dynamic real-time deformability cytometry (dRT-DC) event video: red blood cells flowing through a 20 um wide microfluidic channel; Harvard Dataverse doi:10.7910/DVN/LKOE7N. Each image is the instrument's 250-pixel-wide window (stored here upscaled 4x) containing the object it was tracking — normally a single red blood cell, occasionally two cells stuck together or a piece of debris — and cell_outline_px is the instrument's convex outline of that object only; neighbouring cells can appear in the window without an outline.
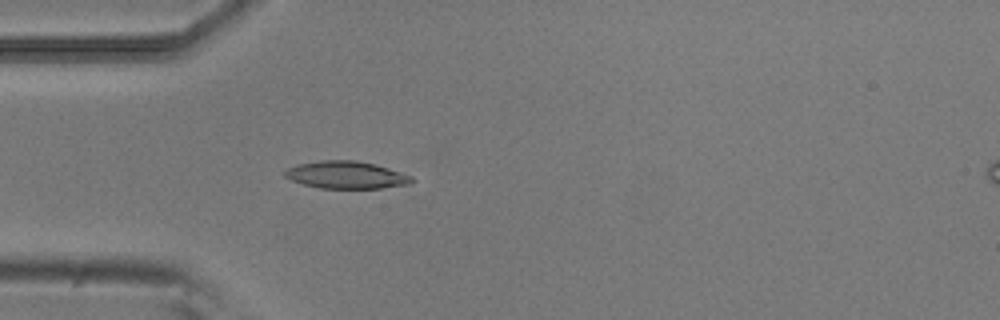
{"species": "common noctule bat (a hibernating species)", "species_latin": "Nyctalus noctula", "temperature_condition": "room temperature", "stored_images_in_passage": 52, "camera_frame_rate_fps": 3000, "um_per_image_px": 0.085, "animal": {"sex": "male", "body_mass_g": 20.5, "forearm_length_mm": 52.5}, "frame": {"image": 1, "passage_image": 14, "time_ms": 4.333, "image_size_px": [1000, 320], "cell_outline_px": [[416, 180], [408, 184], [380, 188], [320, 188], [304, 184], [292, 180], [284, 176], [284, 172], [288, 168], [296, 164], [320, 160], [356, 160], [376, 164], [412, 176]], "centroid_in_image_um": [29.43, 14.86], "position_along_channel_um": 55.6, "area_um2": 20.23}}
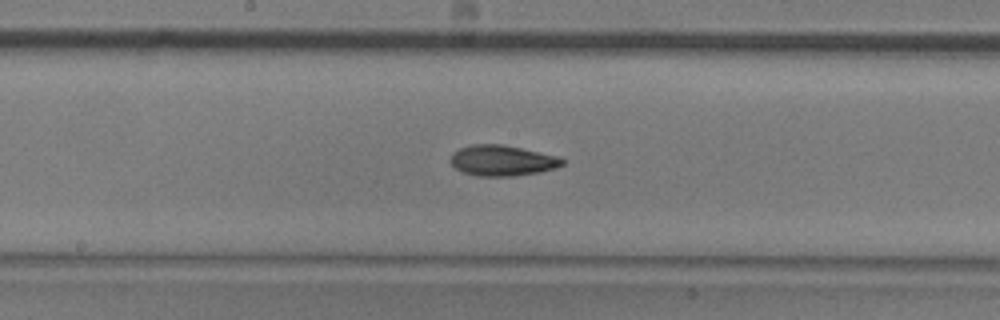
{"frame": {"image": 2, "passage_image": 26, "time_ms": 8.333, "image_size_px": [1000, 320], "cell_outline_px": [[564, 164], [540, 172], [512, 176], [476, 176], [464, 172], [456, 168], [448, 160], [452, 152], [460, 148], [472, 144], [504, 144], [556, 156], [564, 160]], "centroid_in_image_um": [42.63, 13.64], "position_along_channel_um": 205.6, "area_um2": 19.88}}
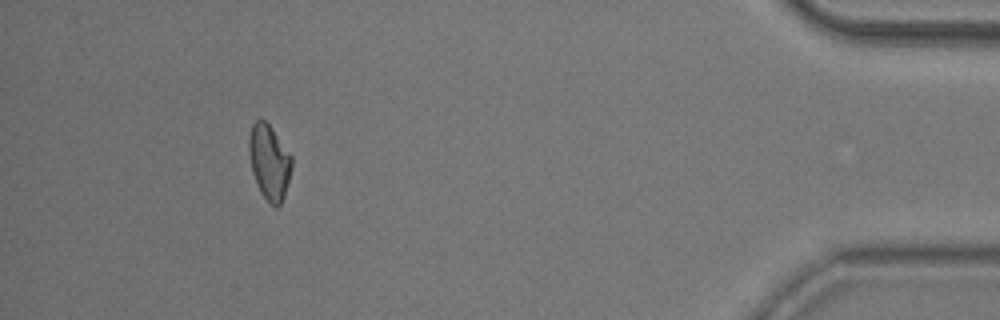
{"frame": {"image": 3, "passage_image": 47, "time_ms": 15.333, "image_size_px": [1000, 320], "cell_outline_px": [[292, 168], [284, 196], [280, 204], [276, 208], [260, 192], [252, 172], [248, 152], [248, 140], [252, 124], [256, 120], [264, 120], [268, 124], [292, 156]], "centroid_in_image_um": [22.88, 13.77], "position_along_channel_um": 412.3, "area_um2": 18.5}, "authors_computed_cell_mechanics": {"area_um2": 19.1607, "velocity_mm_per_s": 3.8486, "shape_relaxation_time_tau1_ms": 7.7971, "shape_relaxation_time_tau2_ms": 6.1853, "deformation_change_tau1": 0.1722, "deformation_change_tau2": 0.1068}}